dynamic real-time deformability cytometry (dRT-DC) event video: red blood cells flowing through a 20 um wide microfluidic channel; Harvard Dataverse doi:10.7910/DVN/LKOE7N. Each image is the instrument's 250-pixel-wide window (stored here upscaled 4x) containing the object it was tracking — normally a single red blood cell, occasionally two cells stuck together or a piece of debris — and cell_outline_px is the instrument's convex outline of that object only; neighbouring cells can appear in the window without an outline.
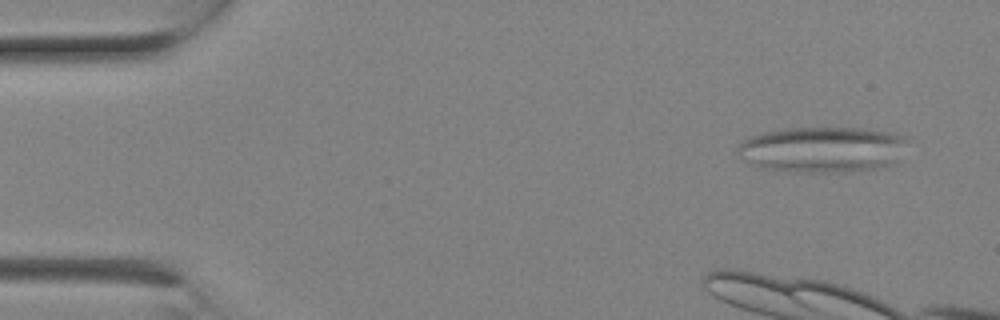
{"species": "Egyptian fruit bat (a non-hibernating species)", "species_latin": "Rousettus aegyptiacus", "temperature_condition": "room temperature", "stored_images_in_passage": 3, "camera_frame_rate_fps": 3000, "um_per_image_px": 0.085, "animal": {"sex": "female"}, "frame": {"image": 1, "passage_image": 1, "time_ms": 0.0, "image_size_px": [1000, 320], "cell_outline_px": [[908, 140], [896, 160], [892, 164], [884, 168], [844, 172], [800, 172], [764, 168], [752, 164], [744, 160], [736, 152], [736, 148], [748, 136], [760, 132], [784, 128], [864, 128], [888, 132], [908, 136]], "centroid_in_image_um": [69.9, 12.7], "position_along_channel_um": 15.1, "area_um2": 45.72}}